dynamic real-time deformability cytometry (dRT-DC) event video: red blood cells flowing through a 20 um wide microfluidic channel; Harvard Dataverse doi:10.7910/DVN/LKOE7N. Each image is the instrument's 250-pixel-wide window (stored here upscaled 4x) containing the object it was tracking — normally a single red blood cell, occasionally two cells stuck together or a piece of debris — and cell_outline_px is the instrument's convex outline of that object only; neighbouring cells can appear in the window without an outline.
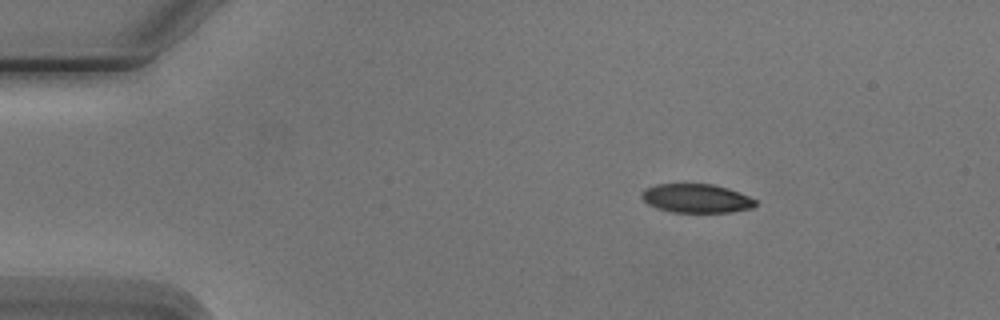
{"species": "Egyptian fruit bat (a non-hibernating species)", "species_latin": "Rousettus aegyptiacus", "temperature_condition": "cold", "stored_images_in_passage": 3, "camera_frame_rate_fps": 3000, "um_per_image_px": 0.085, "animal": {"sex": "male"}, "frame": {"image": 1, "passage_image": 1, "time_ms": 0.0, "image_size_px": [1000, 320], "cell_outline_px": [[756, 204], [752, 208], [728, 212], [672, 212], [656, 208], [648, 204], [640, 196], [640, 192], [644, 188], [656, 184], [712, 184], [728, 188], [740, 192], [756, 200]], "centroid_in_image_um": [59.15, 16.85], "position_along_channel_um": 25.8, "area_um2": 19.19}}